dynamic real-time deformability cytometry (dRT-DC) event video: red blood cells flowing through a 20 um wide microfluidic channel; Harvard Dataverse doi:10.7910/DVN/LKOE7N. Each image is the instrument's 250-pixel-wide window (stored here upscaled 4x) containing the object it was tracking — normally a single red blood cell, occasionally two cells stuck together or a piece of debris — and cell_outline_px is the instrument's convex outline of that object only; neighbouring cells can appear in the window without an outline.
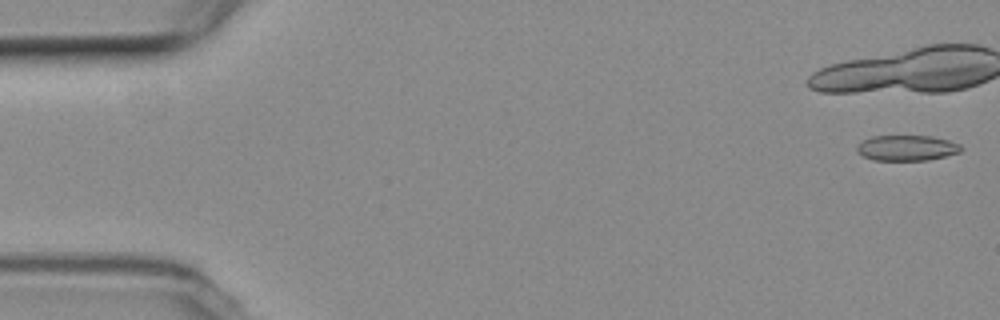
{"species": "common noctule bat (a hibernating species)", "species_latin": "Nyctalus noctula", "temperature_condition": "room temperature", "stored_images_in_passage": 13, "camera_frame_rate_fps": 3000, "um_per_image_px": 0.085, "animal": {"sex": "female", "body_mass_g": 19.3, "forearm_length_mm": 54.1}, "frame": {"image": 1, "passage_image": 1, "time_ms": 0.0, "image_size_px": [1000, 320], "cell_outline_px": [[964, 148], [960, 152], [928, 160], [872, 160], [864, 156], [856, 148], [864, 140], [872, 136], [932, 136], [948, 140], [960, 144]], "centroid_in_image_um": [77.13, 12.57], "position_along_channel_um": 7.9, "area_um2": 15.32}}